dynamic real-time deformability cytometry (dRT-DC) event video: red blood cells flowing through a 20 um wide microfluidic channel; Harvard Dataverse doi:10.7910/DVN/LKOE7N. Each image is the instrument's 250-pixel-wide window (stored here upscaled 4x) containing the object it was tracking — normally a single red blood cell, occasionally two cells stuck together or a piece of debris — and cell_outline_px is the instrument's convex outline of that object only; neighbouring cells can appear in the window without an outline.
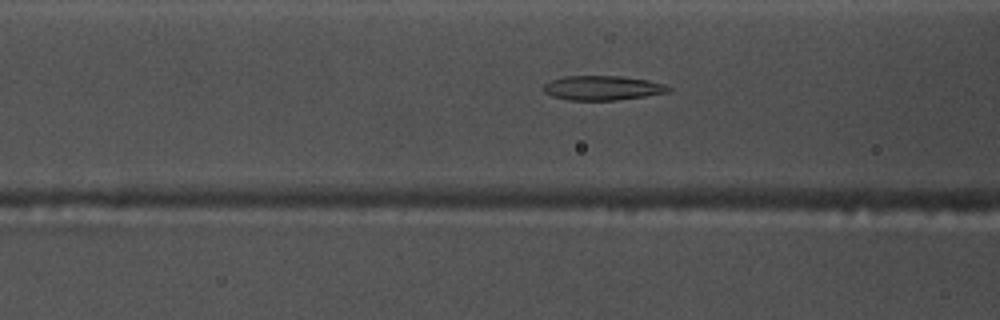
{"species": "common noctule bat (a hibernating species)", "species_latin": "Nyctalus noctula", "temperature_condition": "warm", "stored_images_in_passage": 34, "camera_frame_rate_fps": 3000, "um_per_image_px": 0.085, "animal": {"sex": "male", "body_mass_g": 17.5, "forearm_length_mm": 52.3}, "frame": {"image": 1, "passage_image": 4, "time_ms": 1.0, "image_size_px": [1000, 320], "cell_outline_px": [[672, 88], [668, 92], [644, 96], [616, 100], [568, 100], [552, 96], [544, 92], [544, 84], [552, 80], [564, 76], [620, 76], [648, 80], [664, 84]], "centroid_in_image_um": [51.21, 7.47], "position_along_channel_um": 115.4, "area_um2": 17.69}}
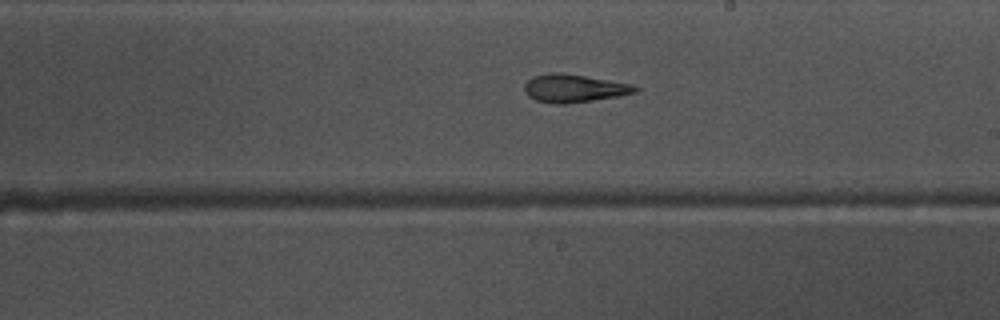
{"frame": {"image": 2, "passage_image": 14, "time_ms": 4.333, "image_size_px": [1000, 320], "cell_outline_px": [[640, 88], [636, 92], [616, 96], [592, 100], [564, 104], [552, 104], [536, 100], [528, 96], [524, 92], [524, 84], [532, 76], [548, 72], [556, 72], [584, 76], [632, 84]], "centroid_in_image_um": [48.73, 7.5], "position_along_channel_um": 240.3, "area_um2": 17.98}}
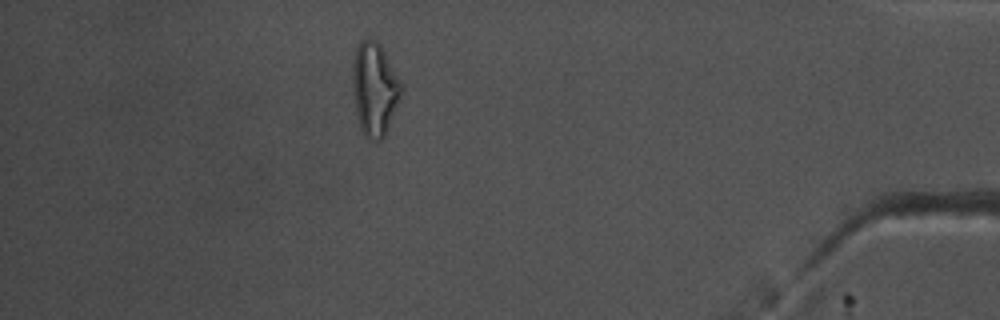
{"frame": {"image": 3, "passage_image": 31, "time_ms": 10.0, "image_size_px": [1000, 320], "cell_outline_px": [[404, 92], [384, 136], [380, 140], [376, 140], [368, 136], [360, 128], [356, 112], [352, 84], [352, 64], [356, 48], [360, 40], [368, 36], [376, 40], [380, 44], [404, 88]], "centroid_in_image_um": [31.84, 7.5], "position_along_channel_um": 403.4, "area_um2": 26.47}}